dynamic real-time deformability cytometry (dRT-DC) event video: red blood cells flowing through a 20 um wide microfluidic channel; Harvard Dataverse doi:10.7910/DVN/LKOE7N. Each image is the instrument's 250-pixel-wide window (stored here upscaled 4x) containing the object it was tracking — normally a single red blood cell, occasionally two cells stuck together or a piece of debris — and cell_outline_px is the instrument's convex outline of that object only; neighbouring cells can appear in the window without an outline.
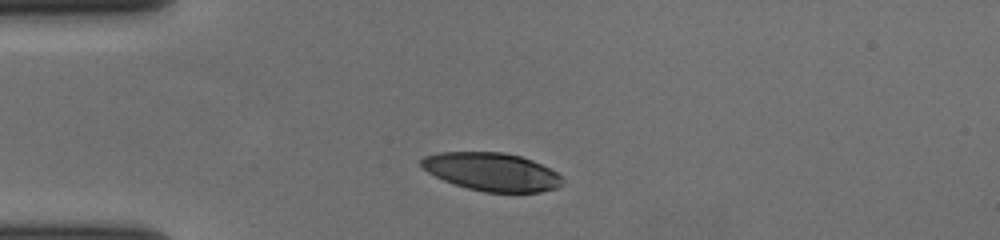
{"species": "human", "species_latin": "Homo sapiens", "temperature_condition": "cold", "stored_images_in_passage": 34, "camera_frame_rate_fps": 3000, "um_per_image_px": 0.085, "donor": {"sex": "female"}, "frame": {"image": 1, "passage_image": 1, "time_ms": 0.0, "image_size_px": [1000, 240], "cell_outline_px": [[564, 180], [556, 188], [540, 192], [484, 192], [468, 188], [444, 180], [428, 172], [420, 164], [420, 160], [424, 156], [440, 152], [504, 152], [520, 156], [532, 160], [556, 172]], "centroid_in_image_um": [41.79, 14.6], "position_along_channel_um": 43.2, "area_um2": 31.1}}
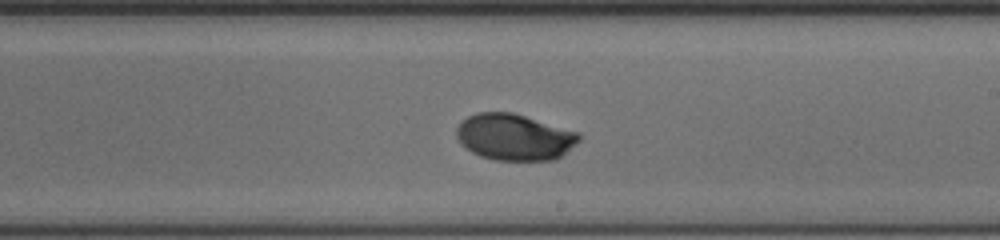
{"frame": {"image": 2, "passage_image": 20, "time_ms": 6.333, "image_size_px": [1000, 240], "cell_outline_px": [[580, 140], [576, 144], [556, 160], [492, 160], [480, 156], [464, 148], [460, 144], [456, 136], [456, 128], [468, 116], [476, 112], [512, 112], [580, 132]], "centroid_in_image_um": [43.72, 11.66], "position_along_channel_um": 245.3, "area_um2": 33.35}}
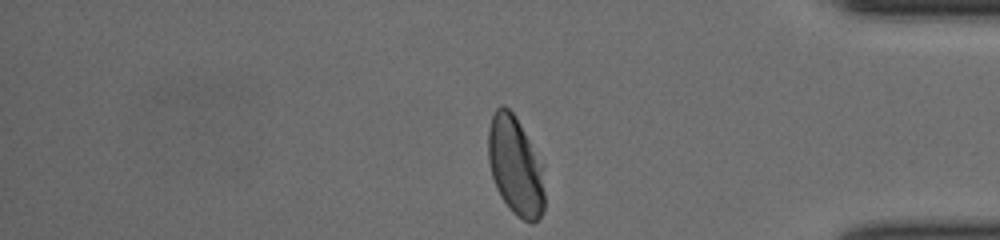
{"frame": {"image": 3, "passage_image": 34, "time_ms": 11.0, "image_size_px": [1000, 240], "cell_outline_px": [[544, 208], [540, 216], [532, 224], [516, 216], [508, 208], [500, 196], [496, 188], [492, 176], [488, 160], [488, 128], [492, 116], [496, 108], [500, 104], [504, 104], [512, 112], [520, 124], [528, 140], [540, 168], [544, 192]], "centroid_in_image_um": [43.75, 14.13], "position_along_channel_um": 391.5, "area_um2": 31.79}, "authors_computed_cell_mechanics": {"area_um2": 33.2928, "velocity_mm_per_s": 3.6112, "shape_relaxation_time_tau1_ms": 2.883, "shape_relaxation_time_tau2_ms": null, "deformation_change_tau1": 0.1589, "deformation_change_tau2": null}}